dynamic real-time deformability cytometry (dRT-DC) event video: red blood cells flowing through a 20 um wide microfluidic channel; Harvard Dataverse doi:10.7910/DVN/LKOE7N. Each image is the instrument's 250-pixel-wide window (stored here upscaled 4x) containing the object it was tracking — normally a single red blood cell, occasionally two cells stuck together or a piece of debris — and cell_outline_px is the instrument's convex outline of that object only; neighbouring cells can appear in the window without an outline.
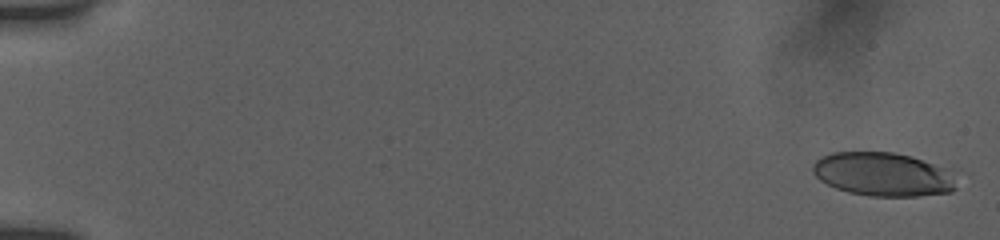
{"species": "human", "species_latin": "Homo sapiens", "temperature_condition": "room temperature", "stored_images_in_passage": 7, "camera_frame_rate_fps": 3000, "um_per_image_px": 0.085, "donor": {"sex": "female"}, "frame": {"image": 1, "passage_image": 2, "time_ms": 0.333, "image_size_px": [1000, 240], "cell_outline_px": [[956, 188], [952, 192], [916, 196], [872, 196], [848, 192], [836, 188], [820, 180], [812, 172], [812, 164], [816, 160], [832, 152], [892, 152], [908, 156], [944, 168]], "centroid_in_image_um": [74.96, 14.82], "position_along_channel_um": 10.0, "area_um2": 35.84}}
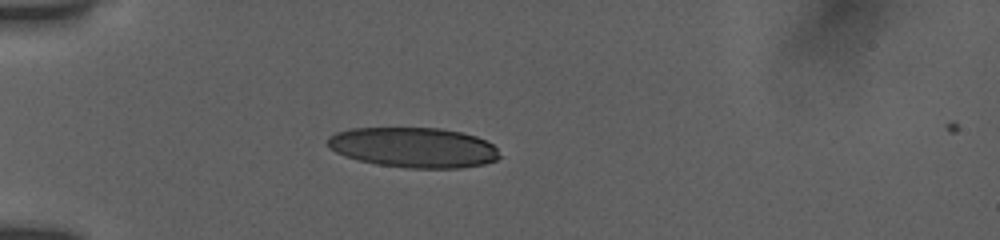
{"frame": {"image": 2, "passage_image": 7, "time_ms": 5.333, "image_size_px": [1000, 240], "cell_outline_px": [[500, 156], [496, 160], [484, 164], [460, 168], [408, 168], [376, 164], [344, 156], [328, 148], [328, 136], [336, 132], [352, 128], [440, 128], [460, 132], [476, 136], [492, 144], [496, 148]], "centroid_in_image_um": [35.14, 12.53], "position_along_channel_um": 49.9, "area_um2": 40.23}}